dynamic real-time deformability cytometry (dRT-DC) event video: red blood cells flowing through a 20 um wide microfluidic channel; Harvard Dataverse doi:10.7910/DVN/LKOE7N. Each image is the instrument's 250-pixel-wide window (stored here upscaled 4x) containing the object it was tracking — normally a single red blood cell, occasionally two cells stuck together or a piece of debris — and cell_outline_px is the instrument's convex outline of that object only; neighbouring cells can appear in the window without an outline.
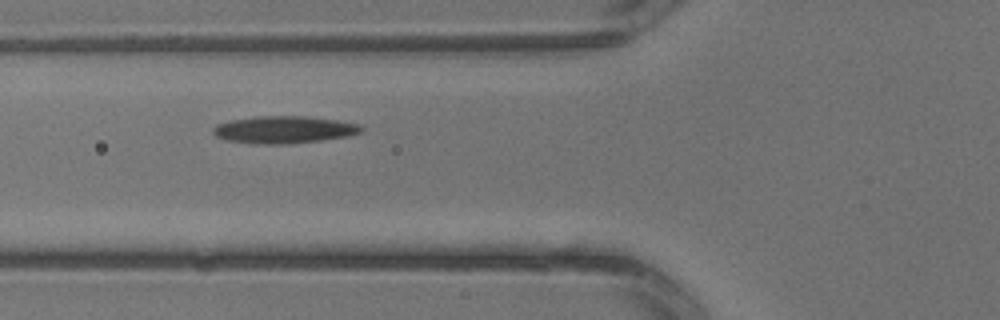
{"species": "common noctule bat (a hibernating species)", "species_latin": "Nyctalus noctula", "temperature_condition": "warm", "stored_images_in_passage": 3, "camera_frame_rate_fps": 3000, "um_per_image_px": 0.085, "animal": {"sex": "male", "body_mass_g": 13.3}, "frame": {"image": 1, "passage_image": 3, "time_ms": 0.667, "image_size_px": [1000, 320], "cell_outline_px": [[364, 132], [348, 136], [292, 144], [252, 144], [228, 140], [216, 136], [212, 132], [212, 128], [216, 124], [232, 120], [260, 116], [304, 116], [336, 120], [360, 124], [364, 128]], "centroid_in_image_um": [24.16, 11.03], "position_along_channel_um": 101.6, "area_um2": 23.64}}